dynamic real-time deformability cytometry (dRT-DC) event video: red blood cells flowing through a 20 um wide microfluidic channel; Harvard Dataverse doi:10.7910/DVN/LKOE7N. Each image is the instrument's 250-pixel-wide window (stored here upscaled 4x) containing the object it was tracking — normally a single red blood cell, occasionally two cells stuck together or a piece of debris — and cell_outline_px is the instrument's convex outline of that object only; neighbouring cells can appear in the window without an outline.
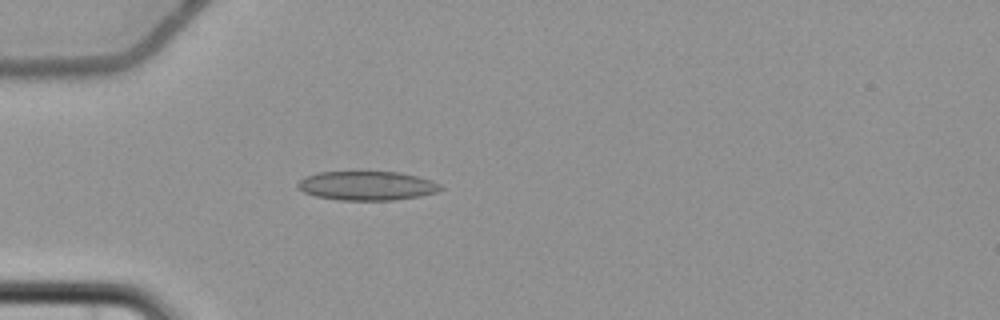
{"species": "common noctule bat (a hibernating species)", "species_latin": "Nyctalus noctula", "temperature_condition": "cold", "stored_images_in_passage": 4, "camera_frame_rate_fps": 3000, "um_per_image_px": 0.085, "animal": {"sex": "female", "body_mass_g": 22.7, "forearm_length_mm": 54.2}, "frame": {"image": 1, "passage_image": 4, "time_ms": 4.667, "image_size_px": [1000, 320], "cell_outline_px": [[444, 188], [436, 192], [420, 196], [392, 200], [340, 200], [316, 196], [304, 192], [296, 184], [304, 176], [316, 172], [400, 172], [432, 180], [440, 184]], "centroid_in_image_um": [31.19, 15.78], "position_along_channel_um": 53.8, "area_um2": 24.16}}